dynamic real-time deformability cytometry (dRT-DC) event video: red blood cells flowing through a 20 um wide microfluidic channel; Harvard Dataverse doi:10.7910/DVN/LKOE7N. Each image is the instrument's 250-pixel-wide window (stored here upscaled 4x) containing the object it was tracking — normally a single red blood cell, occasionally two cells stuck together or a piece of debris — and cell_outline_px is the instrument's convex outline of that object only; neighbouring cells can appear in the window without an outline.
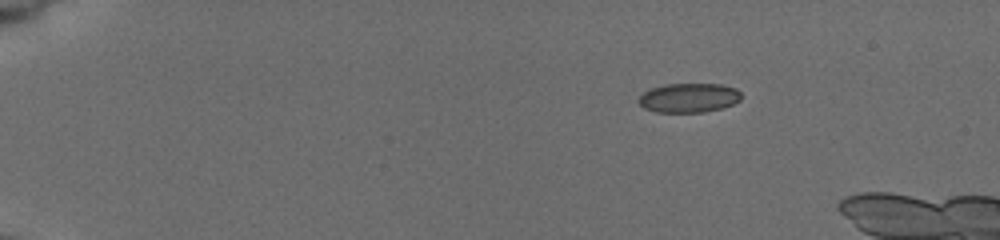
{"species": "common noctule bat (a hibernating species)", "species_latin": "Nyctalus noctula", "temperature_condition": "cold", "stored_images_in_passage": 46, "camera_frame_rate_fps": 3000, "um_per_image_px": 0.085, "animal": {"sex": "female", "body_mass_g": 19.5, "forearm_length_mm": 54.1}, "frame": {"image": 1, "passage_image": 2, "time_ms": 0.333, "image_size_px": [1000, 240], "cell_outline_px": [[740, 100], [732, 104], [720, 108], [704, 112], [656, 112], [644, 108], [640, 104], [640, 96], [644, 92], [652, 88], [664, 84], [720, 84], [736, 88], [740, 92]], "centroid_in_image_um": [58.56, 8.31], "position_along_channel_um": 26.4, "area_um2": 17.34}}
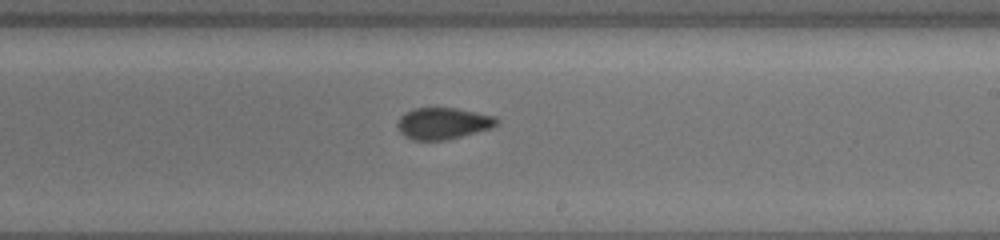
{"frame": {"image": 2, "passage_image": 28, "time_ms": 9.0, "image_size_px": [1000, 240], "cell_outline_px": [[500, 124], [492, 128], [448, 140], [412, 140], [404, 136], [400, 132], [396, 124], [400, 116], [412, 108], [456, 108], [496, 116], [500, 120]], "centroid_in_image_um": [37.68, 10.49], "position_along_channel_um": 251.3, "area_um2": 18.55}}
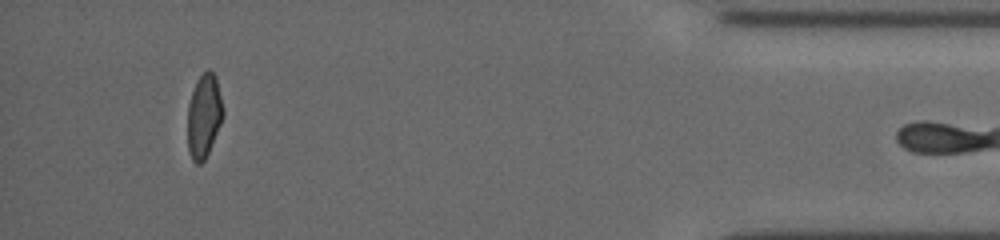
{"frame": {"image": 3, "passage_image": 45, "time_ms": 14.667, "image_size_px": [1000, 240], "cell_outline_px": [[224, 116], [208, 152], [204, 160], [200, 164], [196, 164], [192, 160], [188, 152], [188, 104], [196, 80], [208, 68], [216, 76], [224, 108]], "centroid_in_image_um": [17.34, 9.84], "position_along_channel_um": 417.9, "area_um2": 17.4}}